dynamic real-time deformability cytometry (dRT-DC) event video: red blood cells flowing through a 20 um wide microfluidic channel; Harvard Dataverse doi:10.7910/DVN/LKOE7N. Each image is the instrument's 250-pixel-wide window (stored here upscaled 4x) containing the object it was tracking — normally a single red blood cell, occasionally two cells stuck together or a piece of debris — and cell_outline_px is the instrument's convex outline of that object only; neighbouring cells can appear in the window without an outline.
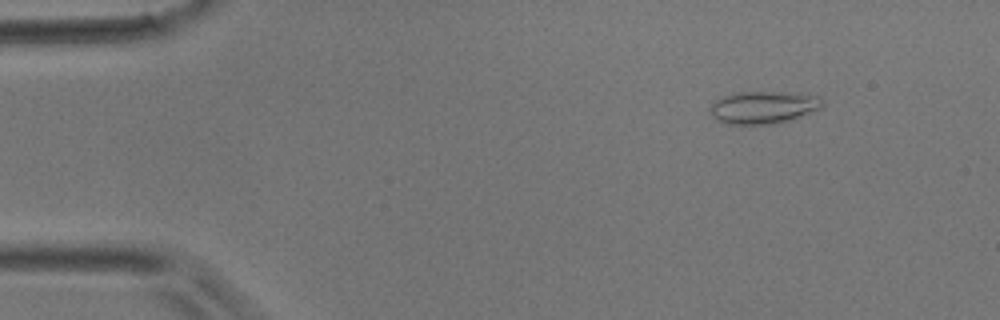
{"species": "common noctule bat (a hibernating species)", "species_latin": "Nyctalus noctula", "temperature_condition": "room temperature", "stored_images_in_passage": 4, "camera_frame_rate_fps": 3000, "um_per_image_px": 0.085, "animal": {"sex": "male", "body_mass_g": 17.9}, "frame": {"image": 1, "passage_image": 2, "time_ms": 0.333, "image_size_px": [1000, 320], "cell_outline_px": [[824, 104], [820, 108], [800, 116], [776, 124], [724, 124], [716, 120], [712, 116], [712, 104], [716, 100], [724, 96], [736, 92], [780, 92], [824, 96]], "centroid_in_image_um": [64.91, 9.12], "position_along_channel_um": 20.1, "area_um2": 21.21}}